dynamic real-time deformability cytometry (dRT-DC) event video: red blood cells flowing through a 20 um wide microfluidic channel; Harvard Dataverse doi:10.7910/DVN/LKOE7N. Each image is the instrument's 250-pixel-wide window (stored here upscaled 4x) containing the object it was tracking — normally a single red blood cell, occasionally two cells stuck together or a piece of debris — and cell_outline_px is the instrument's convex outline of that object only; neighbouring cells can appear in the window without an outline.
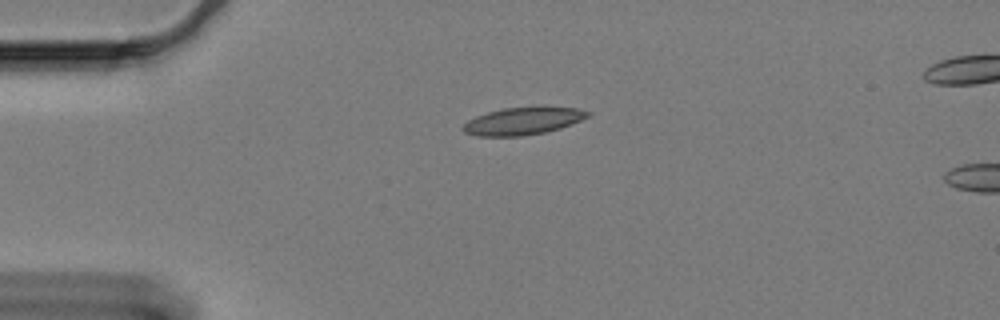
{"species": "Egyptian fruit bat (a non-hibernating species)", "species_latin": "Rousettus aegyptiacus", "temperature_condition": "cold", "stored_images_in_passage": 5, "camera_frame_rate_fps": 3000, "um_per_image_px": 0.085, "animal": {"sex": "female"}, "frame": {"image": 1, "passage_image": 1, "time_ms": 0.0, "image_size_px": [1000, 320], "cell_outline_px": [[592, 116], [560, 128], [544, 132], [524, 136], [476, 136], [464, 132], [460, 128], [468, 120], [476, 116], [488, 112], [504, 108], [544, 104], [580, 108], [592, 112]], "centroid_in_image_um": [44.54, 10.24], "position_along_channel_um": 40.5, "area_um2": 20.81}}